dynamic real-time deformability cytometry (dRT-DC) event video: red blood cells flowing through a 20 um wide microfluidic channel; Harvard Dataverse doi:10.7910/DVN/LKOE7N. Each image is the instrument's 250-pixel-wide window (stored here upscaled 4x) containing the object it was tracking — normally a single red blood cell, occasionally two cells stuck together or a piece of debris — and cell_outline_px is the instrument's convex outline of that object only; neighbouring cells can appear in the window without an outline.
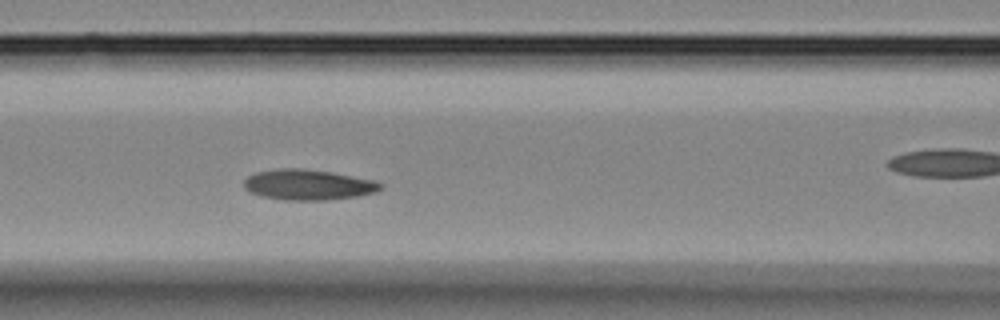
{"species": "Egyptian fruit bat (a non-hibernating species)", "species_latin": "Rousettus aegyptiacus", "temperature_condition": "room temperature", "stored_images_in_passage": 32, "camera_frame_rate_fps": 3000, "um_per_image_px": 0.085, "animal": {"sex": "female"}, "frame": {"image": 1, "passage_image": 10, "time_ms": 3.0, "image_size_px": [1000, 320], "cell_outline_px": [[380, 188], [376, 192], [356, 196], [328, 200], [284, 200], [260, 196], [244, 188], [244, 180], [248, 176], [256, 172], [276, 168], [300, 168], [332, 172], [372, 180], [380, 184]], "centroid_in_image_um": [26.13, 15.7], "position_along_channel_um": 140.5, "area_um2": 24.1}}
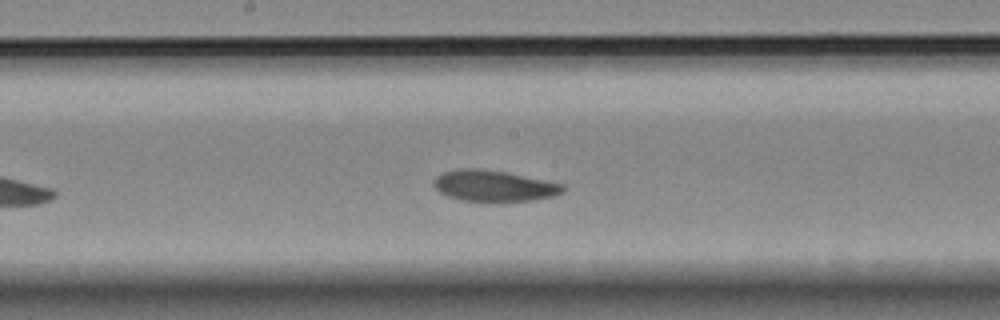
{"frame": {"image": 2, "passage_image": 14, "time_ms": 4.333, "image_size_px": [1000, 320], "cell_outline_px": [[564, 192], [552, 196], [532, 200], [460, 200], [448, 196], [440, 192], [432, 184], [436, 176], [444, 172], [460, 168], [476, 168], [504, 172], [564, 184]], "centroid_in_image_um": [41.95, 15.78], "position_along_channel_um": 206.2, "area_um2": 22.83}}
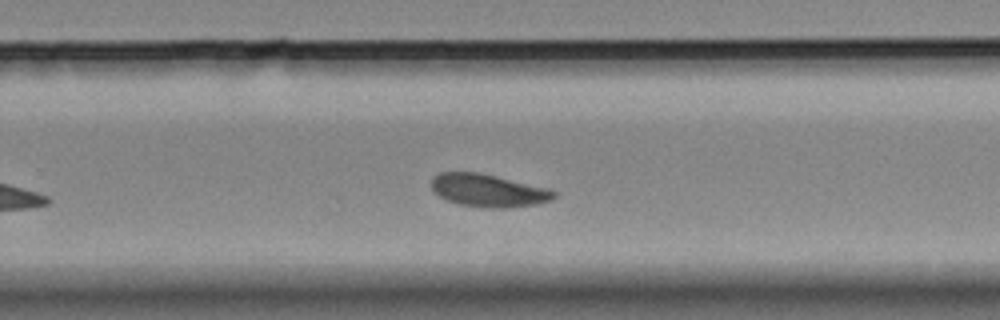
{"frame": {"image": 3, "passage_image": 19, "time_ms": 6.0, "image_size_px": [1000, 320], "cell_outline_px": [[556, 196], [552, 200], [536, 204], [504, 208], [484, 208], [460, 204], [448, 200], [440, 196], [432, 188], [432, 176], [440, 172], [480, 172], [552, 188], [556, 192]], "centroid_in_image_um": [41.56, 16.18], "position_along_channel_um": 288.2, "area_um2": 23.64}}